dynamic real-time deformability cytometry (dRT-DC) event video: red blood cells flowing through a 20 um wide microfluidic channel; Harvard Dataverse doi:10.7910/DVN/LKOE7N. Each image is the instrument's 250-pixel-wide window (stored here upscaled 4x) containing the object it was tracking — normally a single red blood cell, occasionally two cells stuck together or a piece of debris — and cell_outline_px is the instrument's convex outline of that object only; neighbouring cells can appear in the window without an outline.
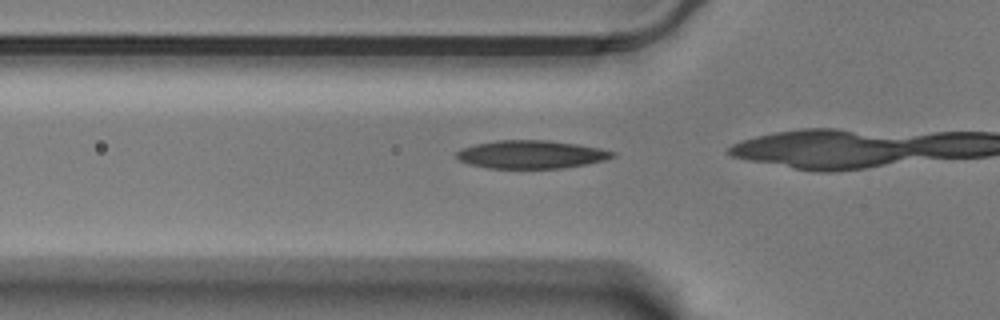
{"species": "Egyptian fruit bat (a non-hibernating species)", "species_latin": "Rousettus aegyptiacus", "temperature_condition": "warm", "stored_images_in_passage": 10, "camera_frame_rate_fps": 3000, "um_per_image_px": 0.085, "animal": {"sex": "male"}, "frame": {"image": 1, "passage_image": 6, "time_ms": 1.667, "image_size_px": [1000, 320], "cell_outline_px": [[616, 156], [604, 160], [584, 164], [560, 168], [488, 168], [468, 164], [460, 160], [456, 156], [456, 152], [460, 148], [476, 144], [500, 140], [548, 140], [576, 144], [600, 148], [616, 152]], "centroid_in_image_um": [45.13, 13.12], "position_along_channel_um": 80.7, "area_um2": 25.43}}
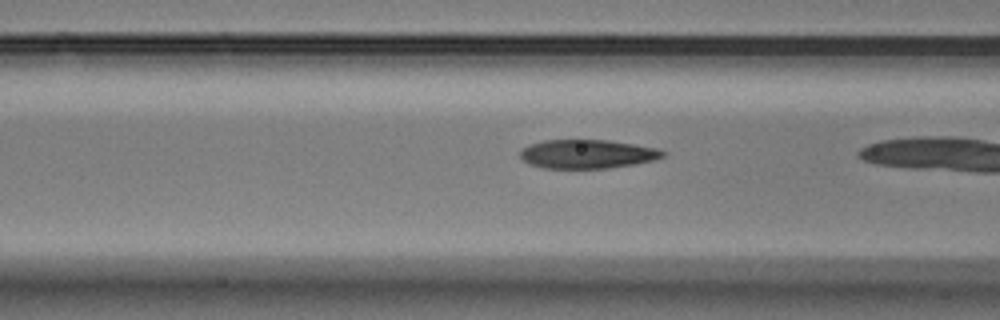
{"frame": {"image": 2, "passage_image": 9, "time_ms": 2.667, "image_size_px": [1000, 320], "cell_outline_px": [[668, 152], [664, 156], [652, 160], [632, 164], [608, 168], [544, 168], [528, 164], [520, 156], [520, 152], [524, 148], [532, 144], [544, 140], [608, 140], [660, 148]], "centroid_in_image_um": [49.95, 13.09], "position_along_channel_um": 116.6, "area_um2": 23.87}}